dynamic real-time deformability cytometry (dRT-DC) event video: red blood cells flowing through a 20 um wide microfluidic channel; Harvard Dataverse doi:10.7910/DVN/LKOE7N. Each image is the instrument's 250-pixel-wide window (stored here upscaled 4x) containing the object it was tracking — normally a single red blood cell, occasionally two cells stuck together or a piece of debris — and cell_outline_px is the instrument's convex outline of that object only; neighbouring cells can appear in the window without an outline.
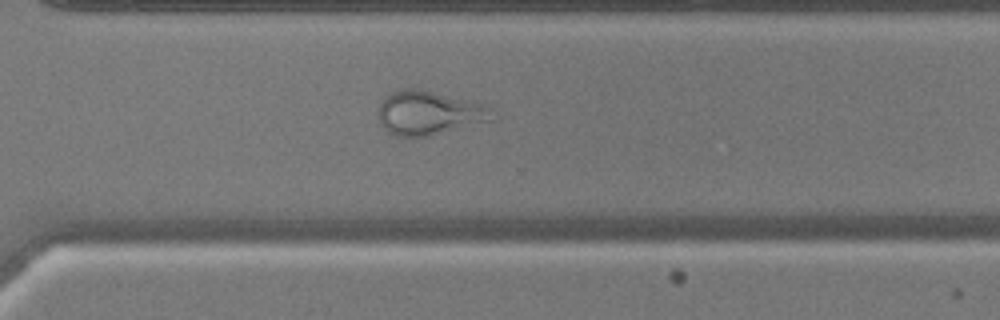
{"species": "common noctule bat (a hibernating species)", "species_latin": "Nyctalus noctula", "temperature_condition": "warm", "stored_images_in_passage": 55, "camera_frame_rate_fps": 3000, "um_per_image_px": 0.085, "animal": {"sex": "male", "body_mass_g": 17.9, "forearm_length_mm": 54.2}, "frame": {"image": 1, "passage_image": 40, "time_ms": 13.0, "image_size_px": [1000, 320], "cell_outline_px": [[496, 120], [428, 136], [396, 136], [388, 132], [380, 124], [380, 104], [392, 92], [400, 88], [416, 88], [476, 100], [492, 108], [496, 116]], "centroid_in_image_um": [36.57, 9.59], "position_along_channel_um": 334.0, "area_um2": 29.59}}